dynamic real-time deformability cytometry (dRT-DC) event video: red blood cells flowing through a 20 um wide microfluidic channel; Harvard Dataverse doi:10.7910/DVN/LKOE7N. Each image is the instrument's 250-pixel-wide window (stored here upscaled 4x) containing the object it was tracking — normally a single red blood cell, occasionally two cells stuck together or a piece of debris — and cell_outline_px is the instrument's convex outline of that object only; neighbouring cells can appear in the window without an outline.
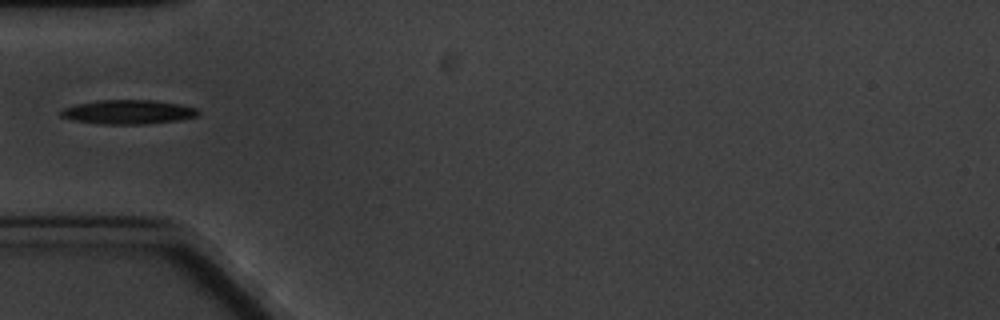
{"species": "common noctule bat (a hibernating species)", "species_latin": "Nyctalus noctula", "temperature_condition": "cold", "stored_images_in_passage": 7, "camera_frame_rate_fps": 3000, "um_per_image_px": 0.085, "animal": {"sex": "male", "body_mass_g": 20.1, "forearm_length_mm": 53.5}, "frame": {"image": 1, "passage_image": 6, "time_ms": 6.333, "image_size_px": [1000, 320], "cell_outline_px": [[200, 116], [180, 120], [144, 124], [100, 124], [72, 120], [60, 116], [60, 108], [76, 104], [96, 100], [156, 100], [180, 104], [196, 108], [200, 112]], "centroid_in_image_um": [10.89, 9.52], "position_along_channel_um": 74.1, "area_um2": 19.65}}